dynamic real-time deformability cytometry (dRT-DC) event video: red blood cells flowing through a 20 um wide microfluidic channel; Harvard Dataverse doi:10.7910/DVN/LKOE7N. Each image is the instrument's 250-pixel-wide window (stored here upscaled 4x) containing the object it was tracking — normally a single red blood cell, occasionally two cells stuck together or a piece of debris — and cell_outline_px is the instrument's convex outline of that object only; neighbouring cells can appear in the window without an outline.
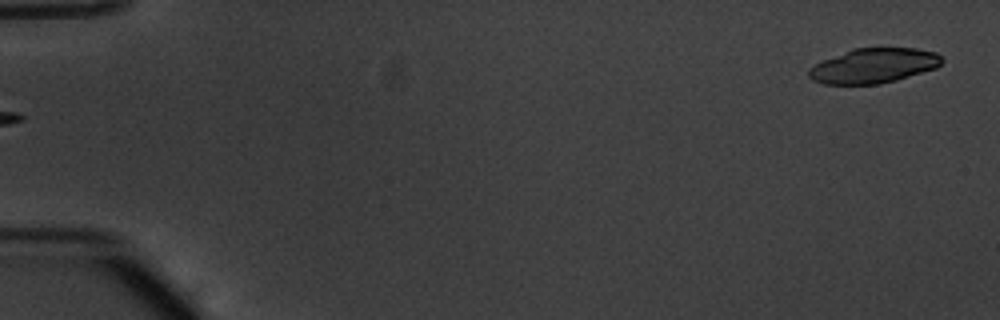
{"species": "common noctule bat (a hibernating species)", "species_latin": "Nyctalus noctula", "temperature_condition": "warm", "stored_images_in_passage": 27, "camera_frame_rate_fps": 3000, "um_per_image_px": 0.085, "animal": {"sex": "male", "body_mass_g": 20.1, "forearm_length_mm": 53.5}, "frame": {"image": 1, "passage_image": 1, "time_ms": 0.0, "image_size_px": [1000, 320], "cell_outline_px": [[944, 60], [936, 68], [896, 80], [880, 84], [824, 84], [812, 80], [808, 76], [808, 68], [824, 60], [852, 48], [916, 48], [936, 52]], "centroid_in_image_um": [74.26, 5.58], "position_along_channel_um": 10.7, "area_um2": 26.93}}
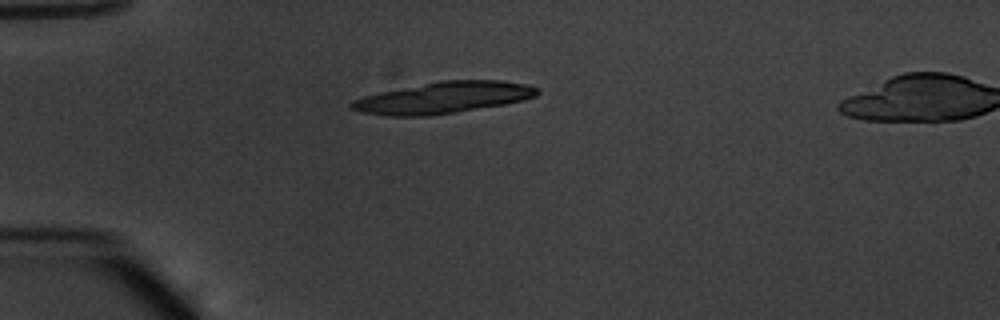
{"frame": {"image": 2, "passage_image": 14, "time_ms": 4.333, "image_size_px": [1000, 320], "cell_outline_px": [[540, 92], [536, 96], [524, 100], [504, 104], [456, 112], [428, 116], [388, 116], [360, 112], [352, 108], [348, 104], [352, 100], [364, 96], [380, 92], [440, 80], [500, 80], [524, 84], [536, 88]], "centroid_in_image_um": [37.66, 8.3], "position_along_channel_um": 47.3, "area_um2": 33.93}}